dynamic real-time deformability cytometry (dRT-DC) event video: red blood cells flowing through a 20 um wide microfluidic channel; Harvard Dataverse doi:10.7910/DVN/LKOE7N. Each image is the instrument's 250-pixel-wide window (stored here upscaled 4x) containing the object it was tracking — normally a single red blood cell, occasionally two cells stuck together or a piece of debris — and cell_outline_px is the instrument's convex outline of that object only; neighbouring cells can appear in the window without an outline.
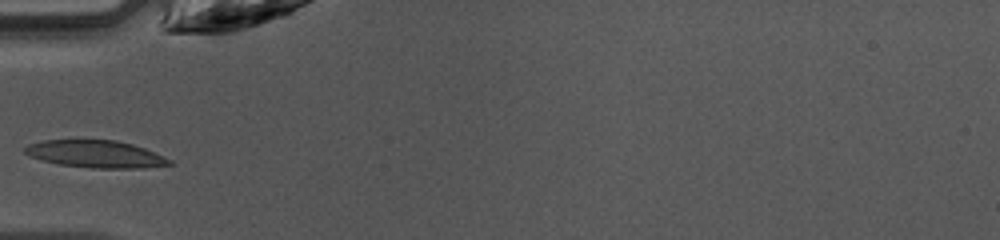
{"species": "common noctule bat (a hibernating species)", "species_latin": "Nyctalus noctula", "temperature_condition": "warm", "stored_images_in_passage": 26, "camera_frame_rate_fps": 3000, "um_per_image_px": 0.085, "animal": {"sex": "female", "body_mass_g": 10.0, "forearm_length_mm": 53.1}, "frame": {"image": 1, "passage_image": 1, "time_ms": 0.0, "image_size_px": [1000, 240], "cell_outline_px": [[176, 164], [144, 168], [92, 168], [60, 164], [40, 160], [24, 152], [24, 148], [28, 144], [44, 140], [116, 140], [132, 144], [144, 148], [164, 156], [172, 160]], "centroid_in_image_um": [8.17, 13.1], "position_along_channel_um": 76.8, "area_um2": 23.0}}
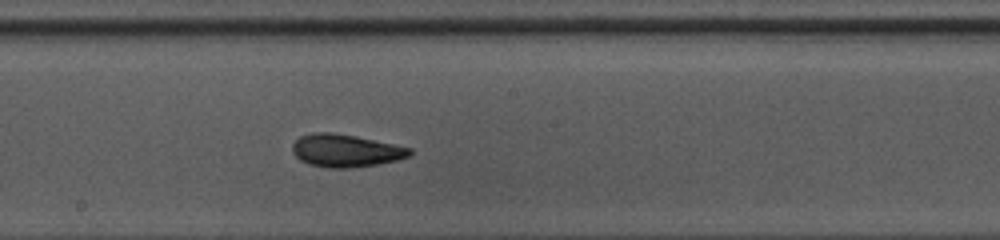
{"frame": {"image": 2, "passage_image": 11, "time_ms": 3.333, "image_size_px": [1000, 240], "cell_outline_px": [[412, 152], [408, 156], [396, 160], [380, 164], [352, 168], [328, 168], [308, 164], [300, 160], [292, 152], [292, 144], [300, 136], [312, 132], [332, 132], [356, 136], [412, 148]], "centroid_in_image_um": [29.35, 12.8], "position_along_channel_um": 218.8, "area_um2": 22.48}}
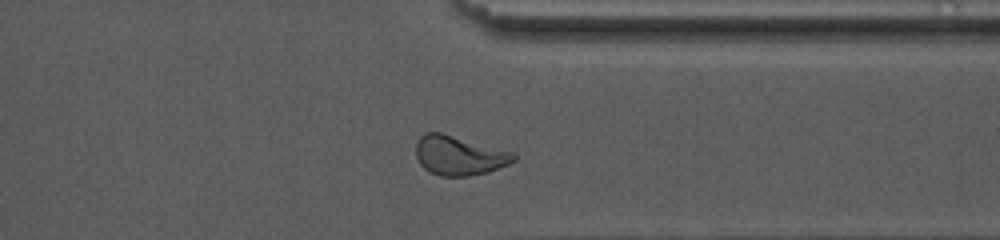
{"frame": {"image": 3, "passage_image": 22, "time_ms": 7.0, "image_size_px": [1000, 240], "cell_outline_px": [[516, 160], [508, 164], [488, 172], [468, 176], [440, 176], [428, 172], [420, 164], [416, 156], [416, 144], [420, 136], [424, 132], [440, 132], [512, 152], [516, 156]], "centroid_in_image_um": [38.98, 13.22], "position_along_channel_um": 372.4, "area_um2": 22.31}}